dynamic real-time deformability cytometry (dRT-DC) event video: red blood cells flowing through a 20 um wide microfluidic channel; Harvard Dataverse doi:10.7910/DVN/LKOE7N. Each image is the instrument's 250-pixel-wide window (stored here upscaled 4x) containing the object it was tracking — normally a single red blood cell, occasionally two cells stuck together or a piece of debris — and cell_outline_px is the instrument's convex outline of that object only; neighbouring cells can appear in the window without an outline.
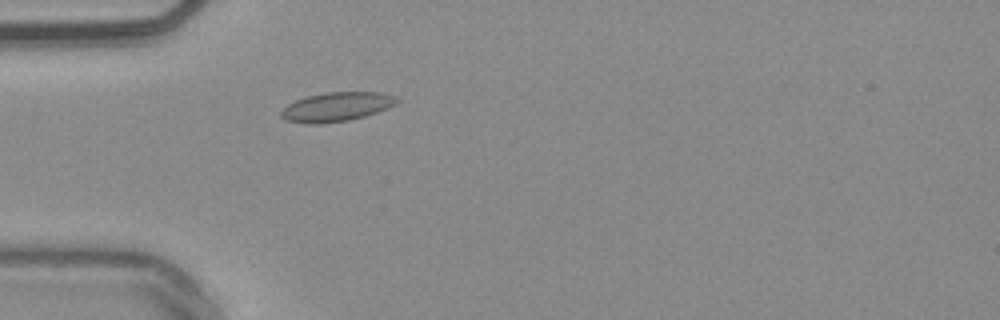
{"species": "common noctule bat (a hibernating species)", "species_latin": "Nyctalus noctula", "temperature_condition": "warm", "stored_images_in_passage": 48, "camera_frame_rate_fps": 3000, "um_per_image_px": 0.085, "animal": {"sex": "male", "body_mass_g": 20.4}, "frame": {"image": 1, "passage_image": 11, "time_ms": 3.333, "image_size_px": [1000, 320], "cell_outline_px": [[400, 100], [396, 104], [388, 108], [364, 116], [348, 120], [320, 124], [308, 124], [288, 120], [280, 116], [280, 112], [288, 104], [296, 100], [308, 96], [324, 92], [380, 92], [392, 96]], "centroid_in_image_um": [28.6, 9.08], "position_along_channel_um": 56.4, "area_um2": 19.48}}
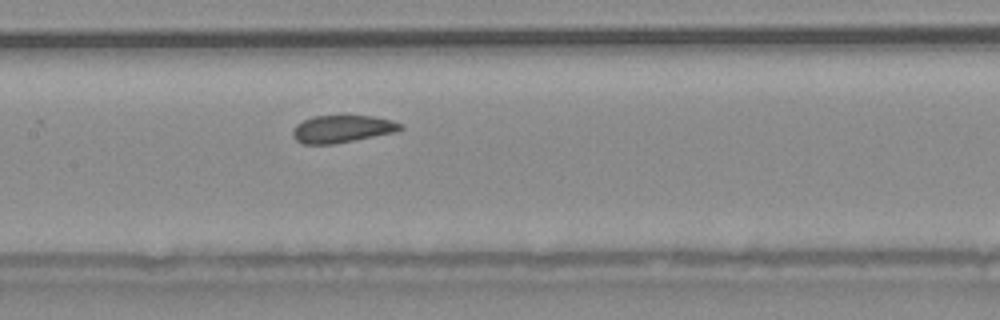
{"frame": {"image": 2, "passage_image": 21, "time_ms": 6.667, "image_size_px": [1000, 320], "cell_outline_px": [[404, 128], [396, 132], [332, 144], [304, 144], [296, 140], [292, 136], [292, 128], [296, 124], [312, 116], [372, 116], [392, 120], [400, 124]], "centroid_in_image_um": [29.05, 10.96], "position_along_channel_um": 178.4, "area_um2": 17.11}}
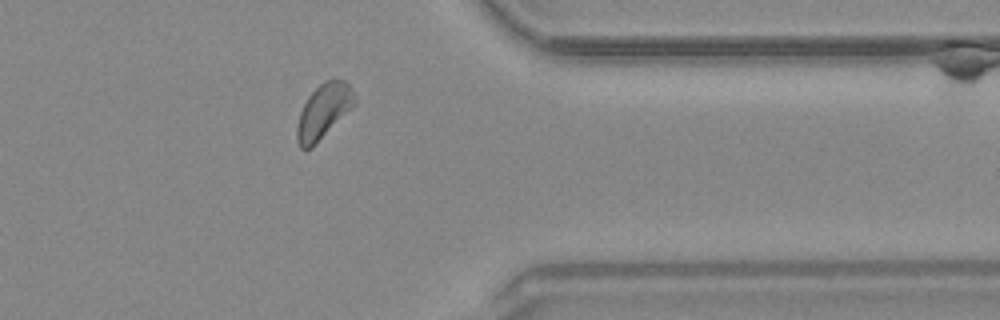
{"frame": {"image": 3, "passage_image": 38, "time_ms": 12.333, "image_size_px": [1000, 320], "cell_outline_px": [[356, 104], [312, 148], [300, 148], [296, 140], [296, 128], [300, 112], [308, 96], [324, 80], [332, 76], [344, 80], [348, 84], [356, 100]], "centroid_in_image_um": [27.5, 9.43], "position_along_channel_um": 383.9, "area_um2": 18.44}}